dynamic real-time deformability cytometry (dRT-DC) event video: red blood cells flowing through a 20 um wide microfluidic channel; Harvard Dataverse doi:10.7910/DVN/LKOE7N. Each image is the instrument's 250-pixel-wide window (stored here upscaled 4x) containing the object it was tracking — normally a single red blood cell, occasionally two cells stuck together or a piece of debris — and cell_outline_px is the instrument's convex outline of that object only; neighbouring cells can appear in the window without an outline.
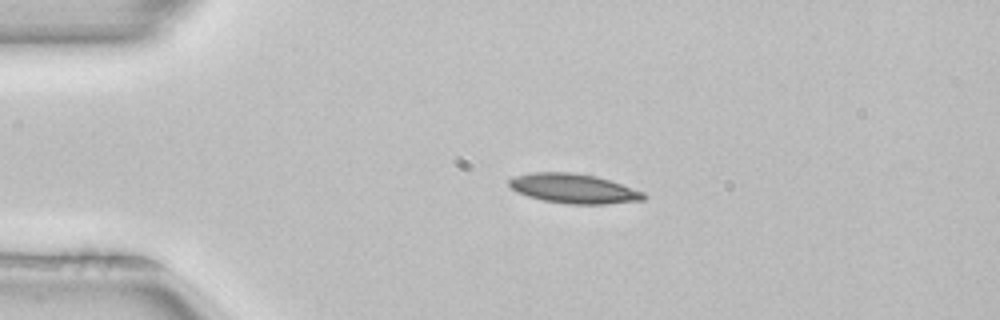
{"species": "common noctule bat (a hibernating species)", "species_latin": "Nyctalus noctula", "temperature_condition": "room temperature", "stored_images_in_passage": 41, "camera_frame_rate_fps": 3000, "um_per_image_px": 0.085, "animal": {"sex": "female", "body_mass_g": 22.7, "forearm_length_mm": 54.2}, "frame": {"image": 1, "passage_image": 1, "time_ms": 0.0, "image_size_px": [1000, 320], "cell_outline_px": [[648, 196], [644, 200], [604, 204], [568, 204], [544, 200], [528, 196], [516, 192], [508, 184], [508, 180], [512, 176], [532, 172], [568, 172], [596, 176], [644, 192]], "centroid_in_image_um": [48.73, 16.02], "position_along_channel_um": 36.3, "area_um2": 23.12}}
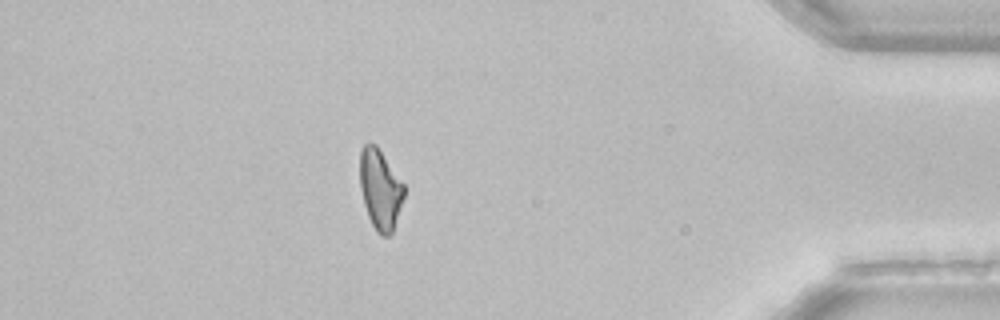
{"frame": {"image": 2, "passage_image": 35, "time_ms": 11.333, "image_size_px": [1000, 320], "cell_outline_px": [[404, 196], [392, 232], [388, 236], [384, 236], [376, 232], [368, 216], [364, 204], [360, 188], [360, 148], [364, 144], [376, 144], [404, 184]], "centroid_in_image_um": [32.3, 16.08], "position_along_channel_um": 402.9, "area_um2": 20.46}, "authors_computed_cell_mechanics": {"area_um2": 21.6172, "velocity_mm_per_s": 3.9716, "shape_relaxation_time_tau1_ms": 3.8007, "shape_relaxation_time_tau2_ms": null, "deformation_change_tau1": 0.1213, "deformation_change_tau2": null}}